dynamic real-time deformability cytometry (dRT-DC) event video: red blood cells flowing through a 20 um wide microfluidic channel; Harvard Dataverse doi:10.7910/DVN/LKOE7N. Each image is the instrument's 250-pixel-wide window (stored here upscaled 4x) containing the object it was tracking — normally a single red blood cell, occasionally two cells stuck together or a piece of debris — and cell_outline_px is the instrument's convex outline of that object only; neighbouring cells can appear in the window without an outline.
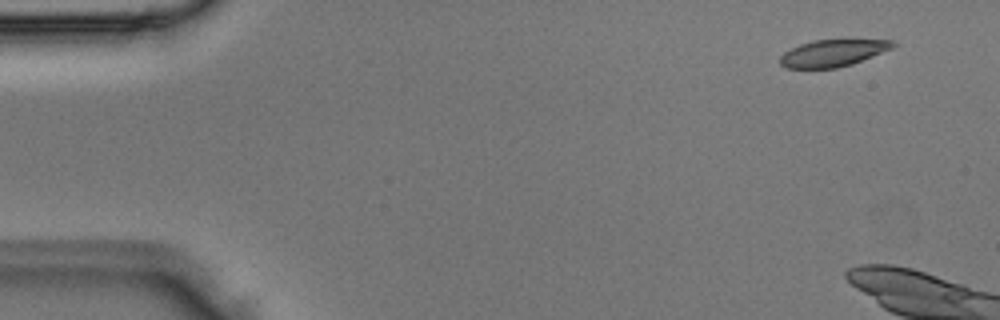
{"species": "Egyptian fruit bat (a non-hibernating species)", "species_latin": "Rousettus aegyptiacus", "temperature_condition": "room temperature", "stored_images_in_passage": 5, "segment_of_instrument_passage": [1, 2], "camera_frame_rate_fps": 3000, "um_per_image_px": 0.085, "animal": {"sex": "male"}, "frame": {"image": 1, "passage_image": 1, "time_ms": 0.0, "image_size_px": [1000, 320], "cell_outline_px": [[896, 44], [892, 48], [852, 64], [836, 68], [784, 68], [780, 64], [780, 56], [784, 52], [800, 44], [812, 40], [892, 40]], "centroid_in_image_um": [70.75, 4.51], "position_along_channel_um": 14.2, "area_um2": 17.51}}
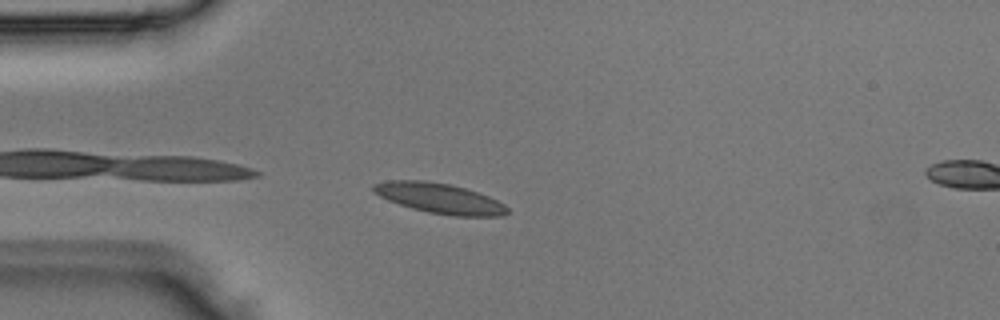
{"frame": {"image": 2, "passage_image": 4, "time_ms": 1.0, "image_size_px": [1000, 320], "cell_outline_px": [[508, 212], [504, 216], [452, 216], [428, 212], [412, 208], [388, 200], [372, 192], [372, 184], [388, 180], [424, 180], [448, 184], [464, 188], [488, 196], [504, 204], [508, 208]], "centroid_in_image_um": [37.34, 16.85], "position_along_channel_um": 47.7, "area_um2": 23.47}}